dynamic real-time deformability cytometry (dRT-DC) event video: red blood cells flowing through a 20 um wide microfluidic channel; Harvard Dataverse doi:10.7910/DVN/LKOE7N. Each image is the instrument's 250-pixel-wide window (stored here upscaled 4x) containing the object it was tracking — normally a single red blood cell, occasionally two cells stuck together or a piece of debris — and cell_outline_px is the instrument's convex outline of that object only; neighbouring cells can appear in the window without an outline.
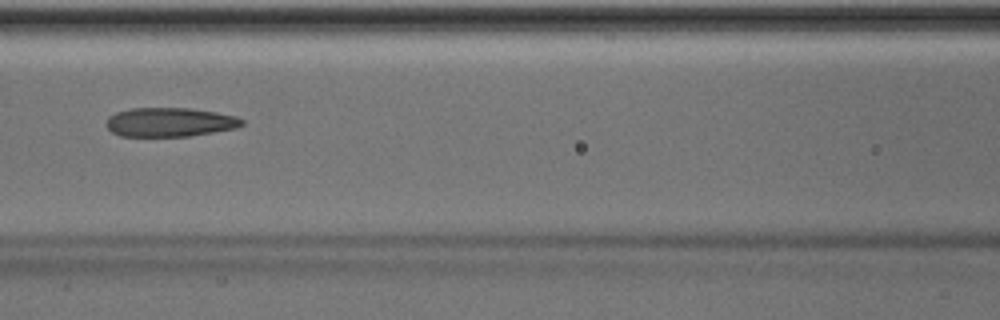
{"species": "Egyptian fruit bat (a non-hibernating species)", "species_latin": "Rousettus aegyptiacus", "temperature_condition": "room temperature", "stored_images_in_passage": 50, "camera_frame_rate_fps": 3000, "um_per_image_px": 0.085, "animal": {"sex": "male"}, "frame": {"image": 1, "passage_image": 22, "time_ms": 7.0, "image_size_px": [1000, 320], "cell_outline_px": [[244, 124], [236, 128], [188, 136], [120, 136], [112, 132], [108, 128], [108, 116], [116, 112], [132, 108], [192, 108], [216, 112], [236, 116], [244, 120]], "centroid_in_image_um": [14.45, 10.38], "position_along_channel_um": 152.1, "area_um2": 22.89}, "authors_computed_cell_mechanics": {"area_um2": 23.5535, "velocity_mm_per_s": 4.0412, "shape_relaxation_time_tau1_ms": null, "shape_relaxation_time_tau2_ms": 2.5909, "deformation_change_tau1": null, "deformation_change_tau2": 0.116}}